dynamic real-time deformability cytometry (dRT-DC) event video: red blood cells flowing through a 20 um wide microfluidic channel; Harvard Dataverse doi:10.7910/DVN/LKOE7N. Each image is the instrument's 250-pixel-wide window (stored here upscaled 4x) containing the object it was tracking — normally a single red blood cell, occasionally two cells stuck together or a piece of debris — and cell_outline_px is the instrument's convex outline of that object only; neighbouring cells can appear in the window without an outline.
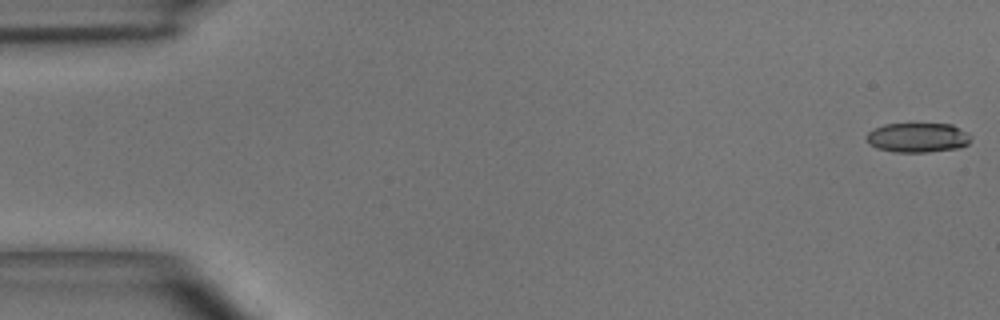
{"species": "common noctule bat (a hibernating species)", "species_latin": "Nyctalus noctula", "temperature_condition": "room temperature", "stored_images_in_passage": 14, "camera_frame_rate_fps": 3000, "um_per_image_px": 0.085, "animal": {"sex": "male", "body_mass_g": 15.6}, "frame": {"image": 1, "passage_image": 1, "time_ms": 0.0, "image_size_px": [1000, 320], "cell_outline_px": [[972, 140], [968, 144], [960, 148], [928, 152], [896, 152], [876, 148], [864, 136], [872, 128], [884, 124], [952, 124], [972, 136]], "centroid_in_image_um": [78.02, 11.69], "position_along_channel_um": 7.0, "area_um2": 18.09}}
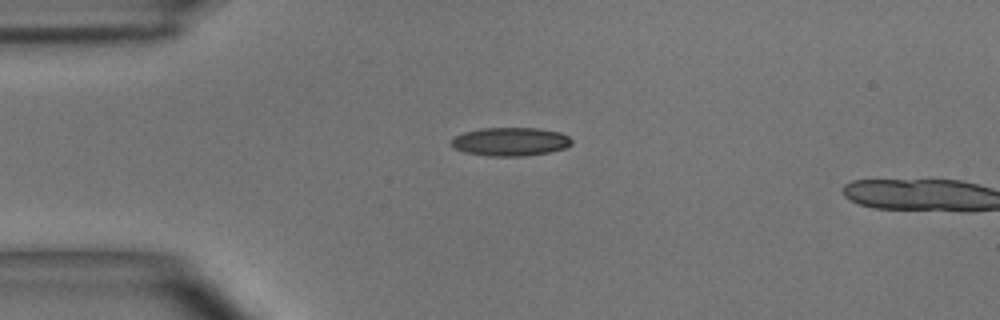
{"frame": {"image": 2, "passage_image": 12, "time_ms": 3.667, "image_size_px": [1000, 320], "cell_outline_px": [[572, 144], [564, 148], [548, 152], [524, 156], [488, 156], [464, 152], [456, 148], [452, 144], [452, 140], [456, 136], [464, 132], [480, 128], [540, 128], [560, 132], [568, 136], [572, 140]], "centroid_in_image_um": [43.41, 12.03], "position_along_channel_um": 41.6, "area_um2": 19.88}}